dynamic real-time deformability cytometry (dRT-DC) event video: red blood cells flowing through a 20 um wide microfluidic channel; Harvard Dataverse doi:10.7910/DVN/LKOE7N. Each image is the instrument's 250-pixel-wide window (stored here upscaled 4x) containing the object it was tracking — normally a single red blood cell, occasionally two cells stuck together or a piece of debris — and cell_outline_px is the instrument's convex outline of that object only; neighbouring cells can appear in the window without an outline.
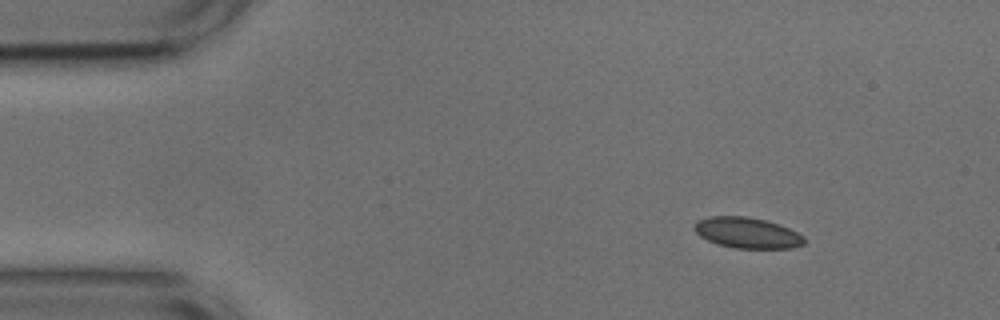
{"species": "common noctule bat (a hibernating species)", "species_latin": "Nyctalus noctula", "temperature_condition": "cold", "stored_images_in_passage": 13, "camera_frame_rate_fps": 3000, "um_per_image_px": 0.085, "animal": {"sex": "male", "body_mass_g": 17.9, "forearm_length_mm": 54.2}, "frame": {"image": 1, "passage_image": 6, "time_ms": 1.667, "image_size_px": [1000, 320], "cell_outline_px": [[804, 244], [792, 248], [736, 248], [716, 244], [700, 236], [692, 228], [692, 224], [696, 220], [708, 216], [748, 216], [780, 224], [804, 236]], "centroid_in_image_um": [63.46, 19.78], "position_along_channel_um": 21.5, "area_um2": 19.88}}